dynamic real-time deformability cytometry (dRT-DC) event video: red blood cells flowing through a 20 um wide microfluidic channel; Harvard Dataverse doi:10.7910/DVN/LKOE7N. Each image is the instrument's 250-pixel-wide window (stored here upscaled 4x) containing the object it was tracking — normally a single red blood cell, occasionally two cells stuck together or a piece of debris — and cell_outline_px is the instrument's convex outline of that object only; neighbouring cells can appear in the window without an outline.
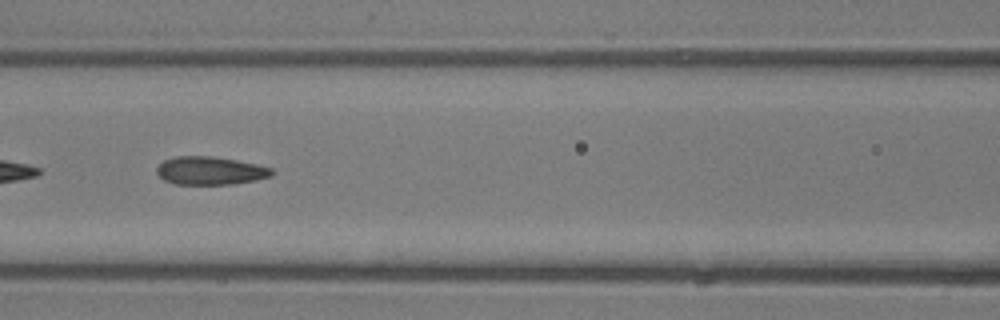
{"species": "common noctule bat (a hibernating species)", "species_latin": "Nyctalus noctula", "temperature_condition": "room temperature", "stored_images_in_passage": 26, "segment_of_instrument_passage": [2, 2], "camera_frame_rate_fps": 3000, "um_per_image_px": 0.085, "animal": {"sex": "male", "body_mass_g": 13.3}, "frame": {"image": 1, "passage_image": 20, "time_ms": 6.333, "image_size_px": [1000, 320], "cell_outline_px": [[276, 172], [272, 176], [256, 180], [236, 184], [176, 184], [164, 180], [156, 172], [156, 168], [164, 160], [176, 156], [212, 156], [236, 160], [256, 164], [272, 168]], "centroid_in_image_um": [17.9, 14.51], "position_along_channel_um": 148.7, "area_um2": 18.96}}
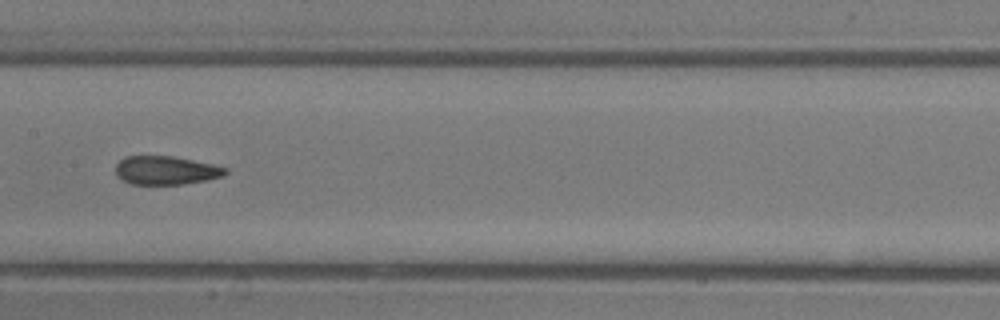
{"frame": {"image": 2, "passage_image": 23, "time_ms": 7.333, "image_size_px": [1000, 320], "cell_outline_px": [[228, 172], [224, 176], [184, 184], [132, 184], [116, 176], [116, 164], [124, 156], [172, 156], [212, 164], [228, 168]], "centroid_in_image_um": [14.1, 14.47], "position_along_channel_um": 193.3, "area_um2": 18.21}}